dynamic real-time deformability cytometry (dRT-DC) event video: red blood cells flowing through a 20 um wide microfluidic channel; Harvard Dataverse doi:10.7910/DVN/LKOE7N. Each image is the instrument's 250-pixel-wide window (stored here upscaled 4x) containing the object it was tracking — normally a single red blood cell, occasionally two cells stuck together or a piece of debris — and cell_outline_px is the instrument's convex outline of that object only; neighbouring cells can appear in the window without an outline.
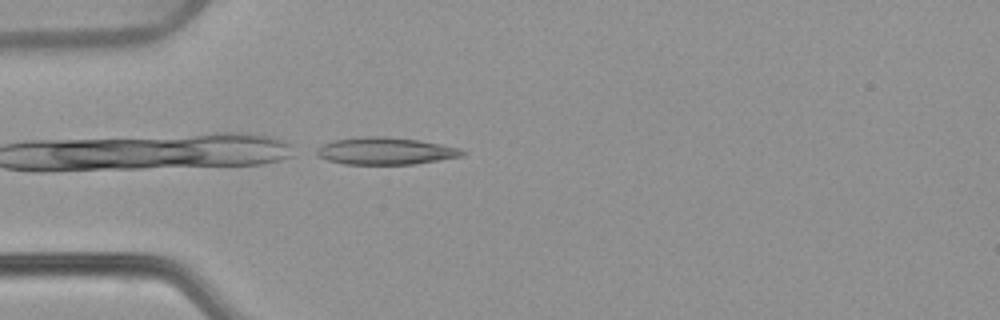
{"species": "common noctule bat (a hibernating species)", "species_latin": "Nyctalus noctula", "temperature_condition": "warm", "stored_images_in_passage": 19, "camera_frame_rate_fps": 3000, "um_per_image_px": 0.085, "animal": {"sex": "female", "body_mass_g": 22.7, "forearm_length_mm": 54.2}, "frame": {"image": 1, "passage_image": 1, "time_ms": 0.0, "image_size_px": [1000, 320], "cell_outline_px": [[468, 152], [464, 156], [412, 164], [344, 164], [328, 160], [316, 156], [316, 148], [320, 144], [336, 140], [364, 136], [384, 136], [420, 140], [460, 148]], "centroid_in_image_um": [32.76, 12.83], "position_along_channel_um": 52.2, "area_um2": 23.18}}